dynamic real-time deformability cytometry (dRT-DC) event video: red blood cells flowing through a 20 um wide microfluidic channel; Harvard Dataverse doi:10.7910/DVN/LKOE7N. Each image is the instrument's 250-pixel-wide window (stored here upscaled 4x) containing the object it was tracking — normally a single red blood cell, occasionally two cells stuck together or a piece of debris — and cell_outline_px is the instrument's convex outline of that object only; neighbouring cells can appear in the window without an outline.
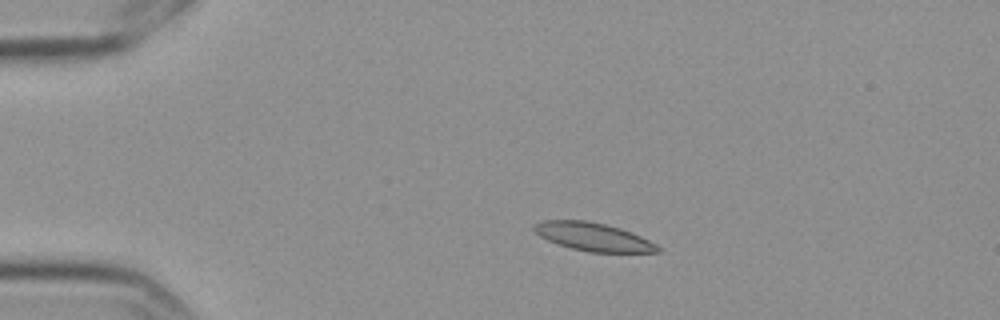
{"species": "Egyptian fruit bat (a non-hibernating species)", "species_latin": "Rousettus aegyptiacus", "temperature_condition": "cold", "stored_images_in_passage": 5, "camera_frame_rate_fps": 3000, "um_per_image_px": 0.085, "frame": {"image": 1, "passage_image": 3, "time_ms": 0.667, "image_size_px": [1000, 320], "cell_outline_px": [[664, 248], [660, 252], [588, 252], [572, 248], [548, 240], [540, 236], [532, 228], [532, 224], [544, 220], [584, 220], [604, 224], [620, 228], [640, 236]], "centroid_in_image_um": [50.43, 20.13], "position_along_channel_um": 34.6, "area_um2": 20.17}}
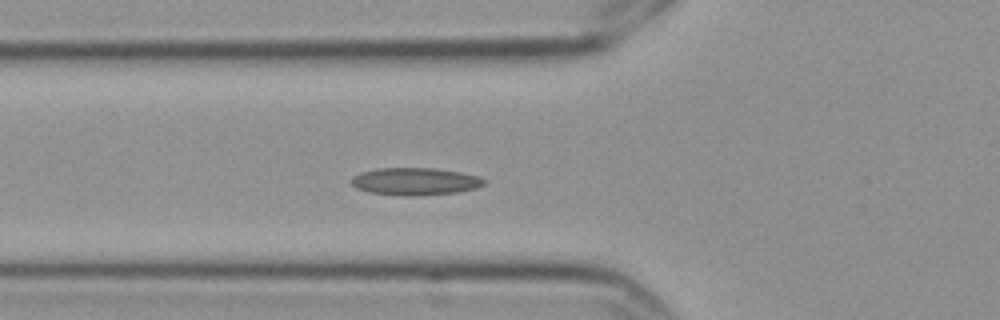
{"frame": {"image": 2, "passage_image": 5, "time_ms": 1.333, "image_size_px": [1000, 320], "cell_outline_px": [[488, 180], [484, 184], [476, 188], [456, 192], [420, 196], [400, 196], [368, 192], [356, 188], [348, 180], [352, 176], [360, 172], [376, 168], [432, 168], [460, 172], [480, 176]], "centroid_in_image_um": [35.25, 15.42], "position_along_channel_um": 90.5, "area_um2": 21.56}}